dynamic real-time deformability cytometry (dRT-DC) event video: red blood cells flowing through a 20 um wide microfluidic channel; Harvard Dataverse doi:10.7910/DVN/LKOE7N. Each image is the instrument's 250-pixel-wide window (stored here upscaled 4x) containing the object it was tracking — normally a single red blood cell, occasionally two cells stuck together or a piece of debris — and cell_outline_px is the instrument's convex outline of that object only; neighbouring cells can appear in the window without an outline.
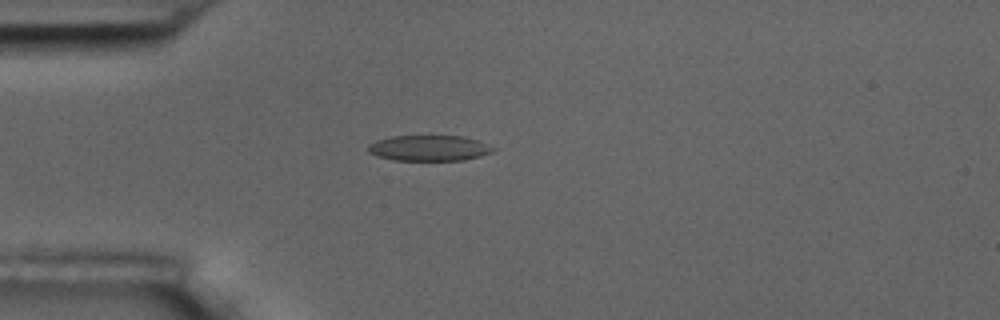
{"species": "common noctule bat (a hibernating species)", "species_latin": "Nyctalus noctula", "temperature_condition": "room temperature", "stored_images_in_passage": 5, "camera_frame_rate_fps": 3000, "um_per_image_px": 0.085, "animal": {"sex": "male", "body_mass_g": 17.5, "forearm_length_mm": 52.3}, "frame": {"image": 1, "passage_image": 5, "time_ms": 4.667, "image_size_px": [1000, 320], "cell_outline_px": [[496, 148], [492, 152], [480, 156], [464, 160], [392, 160], [376, 156], [368, 152], [368, 144], [376, 140], [392, 136], [460, 136], [476, 140]], "centroid_in_image_um": [36.43, 12.59], "position_along_channel_um": 48.6, "area_um2": 18.61}}